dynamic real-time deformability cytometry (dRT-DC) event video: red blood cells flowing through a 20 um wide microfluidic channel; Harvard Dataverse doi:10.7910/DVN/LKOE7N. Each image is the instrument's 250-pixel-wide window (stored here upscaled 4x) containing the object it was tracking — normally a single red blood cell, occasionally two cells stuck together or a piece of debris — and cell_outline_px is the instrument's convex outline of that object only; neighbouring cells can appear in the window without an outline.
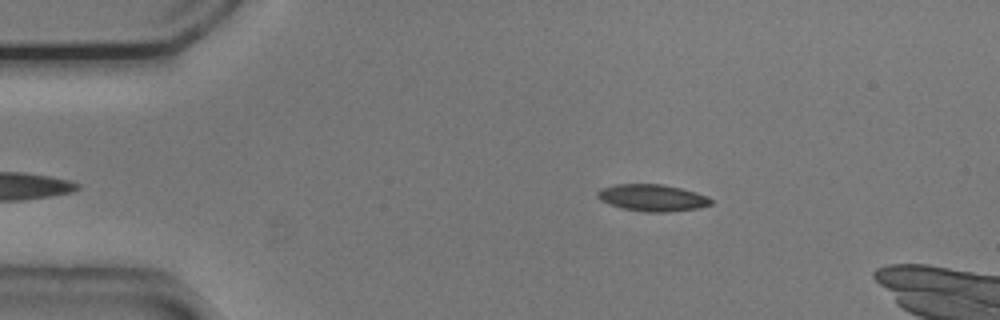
{"species": "common noctule bat (a hibernating species)", "species_latin": "Nyctalus noctula", "temperature_condition": "cold", "stored_images_in_passage": 40, "camera_frame_rate_fps": 3000, "um_per_image_px": 0.085, "animal": {"sex": "male", "body_mass_g": 20.5, "forearm_length_mm": 52.5}, "frame": {"image": 1, "passage_image": 3, "time_ms": 0.667, "image_size_px": [1000, 320], "cell_outline_px": [[712, 204], [700, 208], [668, 212], [648, 212], [624, 208], [600, 200], [596, 196], [596, 192], [600, 188], [616, 184], [664, 184], [696, 192], [708, 196], [712, 200]], "centroid_in_image_um": [55.47, 16.8], "position_along_channel_um": 29.5, "area_um2": 17.74}}
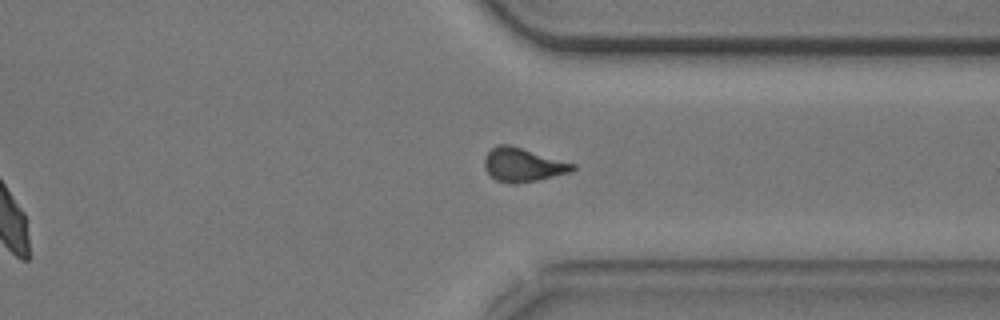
{"frame": {"image": 2, "passage_image": 34, "time_ms": 11.0, "image_size_px": [1000, 320], "cell_outline_px": [[576, 168], [572, 172], [540, 180], [516, 184], [512, 184], [496, 180], [484, 168], [484, 160], [488, 152], [496, 144], [508, 144], [576, 164]], "centroid_in_image_um": [44.47, 14.02], "position_along_channel_um": 366.9, "area_um2": 17.4}}
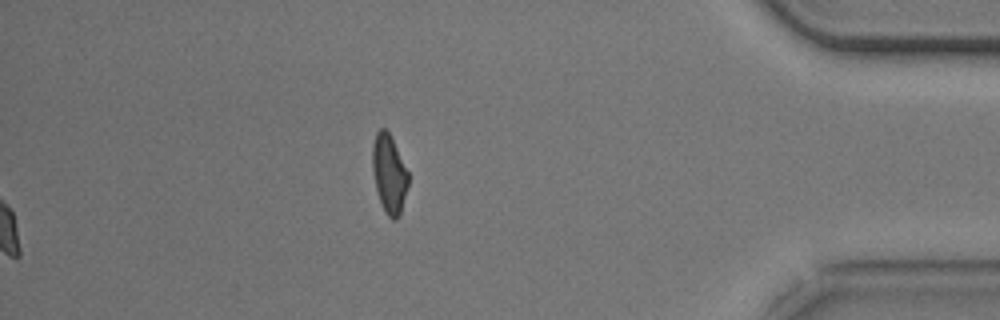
{"frame": {"image": 3, "passage_image": 40, "time_ms": 13.0, "image_size_px": [1000, 320], "cell_outline_px": [[408, 184], [400, 212], [396, 220], [392, 220], [384, 212], [376, 188], [372, 172], [372, 144], [376, 132], [380, 128], [384, 128], [388, 132], [408, 172]], "centroid_in_image_um": [33.05, 14.78], "position_along_channel_um": 402.2, "area_um2": 16.13}, "authors_computed_cell_mechanics": {"area_um2": 17.7735, "velocity_mm_per_s": 3.7687, "shape_relaxation_time_tau1_ms": 2.93, "shape_relaxation_time_tau2_ms": 1.5692, "deformation_change_tau1": 0.1208, "deformation_change_tau2": 0.0765}}